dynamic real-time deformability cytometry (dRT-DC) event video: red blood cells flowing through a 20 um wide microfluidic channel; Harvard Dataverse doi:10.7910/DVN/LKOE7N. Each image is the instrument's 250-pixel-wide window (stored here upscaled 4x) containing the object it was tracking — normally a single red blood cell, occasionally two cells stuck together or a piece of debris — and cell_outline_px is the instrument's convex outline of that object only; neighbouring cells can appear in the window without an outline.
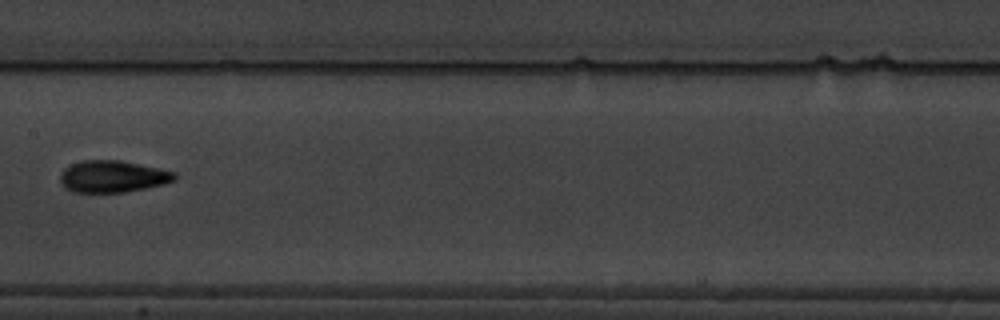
{"species": "common noctule bat (a hibernating species)", "species_latin": "Nyctalus noctula", "temperature_condition": "warm", "stored_images_in_passage": 7, "camera_frame_rate_fps": 3000, "um_per_image_px": 0.085, "animal": {"sex": "male", "body_mass_g": 19.5, "forearm_length_mm": 54.6}, "frame": {"image": 1, "passage_image": 5, "time_ms": 5.667, "image_size_px": [1000, 320], "cell_outline_px": [[176, 180], [164, 184], [124, 192], [72, 192], [64, 188], [60, 184], [60, 176], [64, 168], [72, 164], [84, 160], [120, 160], [160, 168], [176, 172]], "centroid_in_image_um": [9.57, 15.0], "position_along_channel_um": 197.8, "area_um2": 21.33}}
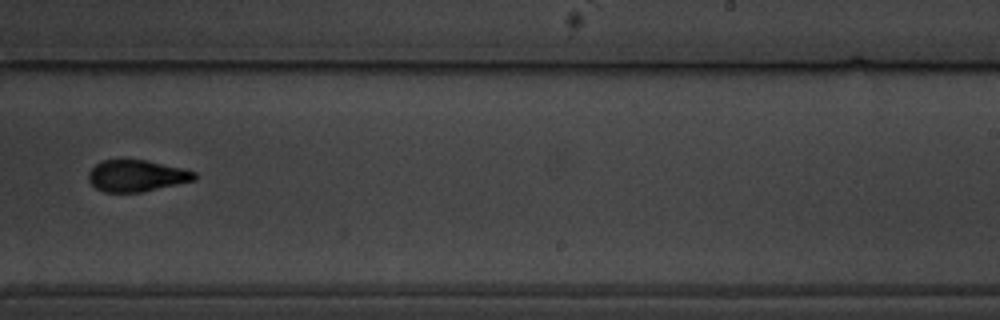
{"frame": {"image": 2, "passage_image": 7, "time_ms": 8.0, "image_size_px": [1000, 320], "cell_outline_px": [[196, 180], [140, 192], [104, 192], [96, 188], [88, 180], [88, 172], [100, 160], [148, 160], [184, 168], [196, 172]], "centroid_in_image_um": [11.62, 14.93], "position_along_channel_um": 277.4, "area_um2": 19.54}}